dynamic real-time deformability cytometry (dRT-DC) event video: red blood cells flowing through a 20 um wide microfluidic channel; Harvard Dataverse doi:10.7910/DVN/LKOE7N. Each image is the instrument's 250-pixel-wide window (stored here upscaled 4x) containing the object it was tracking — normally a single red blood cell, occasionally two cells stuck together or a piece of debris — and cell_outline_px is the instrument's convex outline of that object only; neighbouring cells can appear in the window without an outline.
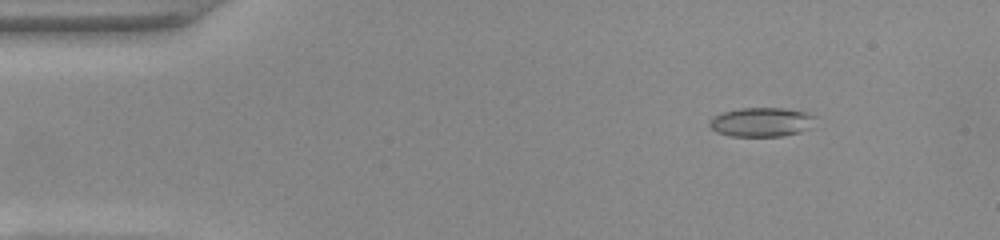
{"species": "common noctule bat (a hibernating species)", "species_latin": "Nyctalus noctula", "temperature_condition": "warm", "stored_images_in_passage": 52, "camera_frame_rate_fps": 3000, "um_per_image_px": 0.085, "animal": {"sex": "female", "body_mass_g": 22.0, "forearm_length_mm": 56.7}, "frame": {"image": 1, "passage_image": 7, "time_ms": 2.0, "image_size_px": [1000, 240], "cell_outline_px": [[816, 116], [812, 128], [800, 132], [780, 136], [732, 136], [716, 132], [708, 124], [708, 120], [712, 116], [724, 112], [740, 108], [784, 108], [808, 112]], "centroid_in_image_um": [64.74, 10.37], "position_along_channel_um": 20.3, "area_um2": 18.21}}
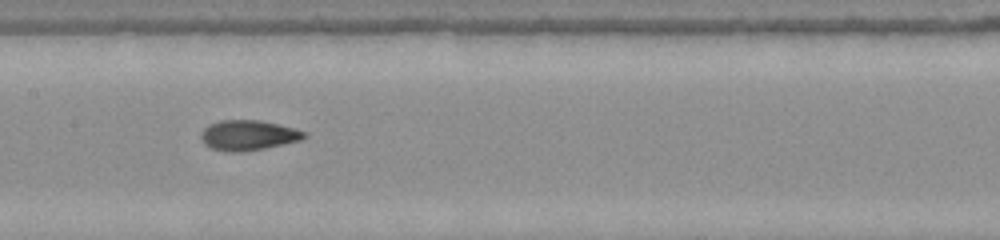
{"frame": {"image": 2, "passage_image": 26, "time_ms": 8.333, "image_size_px": [1000, 240], "cell_outline_px": [[308, 136], [300, 140], [264, 148], [244, 152], [224, 152], [212, 148], [204, 144], [200, 140], [200, 132], [208, 124], [220, 120], [260, 120], [292, 128], [304, 132]], "centroid_in_image_um": [21.02, 11.5], "position_along_channel_um": 186.4, "area_um2": 18.15}}
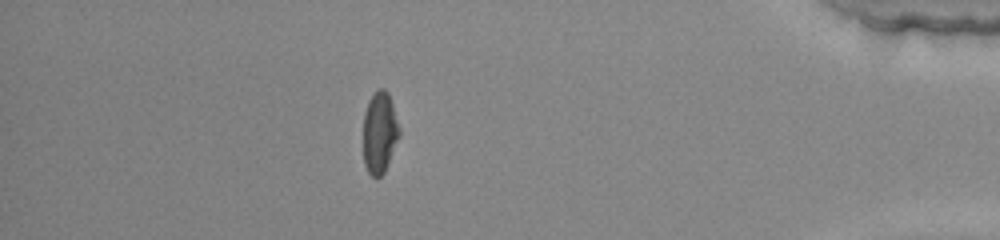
{"frame": {"image": 3, "passage_image": 46, "time_ms": 15.0, "image_size_px": [1000, 240], "cell_outline_px": [[400, 136], [384, 172], [380, 176], [372, 176], [368, 172], [364, 164], [364, 112], [368, 100], [380, 88], [384, 88], [388, 92], [400, 128]], "centroid_in_image_um": [32.27, 11.26], "position_along_channel_um": 402.9, "area_um2": 16.99}, "authors_computed_cell_mechanics": {"area_um2": 17.7735, "velocity_mm_per_s": 3.951, "shape_relaxation_time_tau1_ms": 10.2991, "shape_relaxation_time_tau2_ms": 1.4767, "deformation_change_tau1": 0.2525, "deformation_change_tau2": 0.0709}}